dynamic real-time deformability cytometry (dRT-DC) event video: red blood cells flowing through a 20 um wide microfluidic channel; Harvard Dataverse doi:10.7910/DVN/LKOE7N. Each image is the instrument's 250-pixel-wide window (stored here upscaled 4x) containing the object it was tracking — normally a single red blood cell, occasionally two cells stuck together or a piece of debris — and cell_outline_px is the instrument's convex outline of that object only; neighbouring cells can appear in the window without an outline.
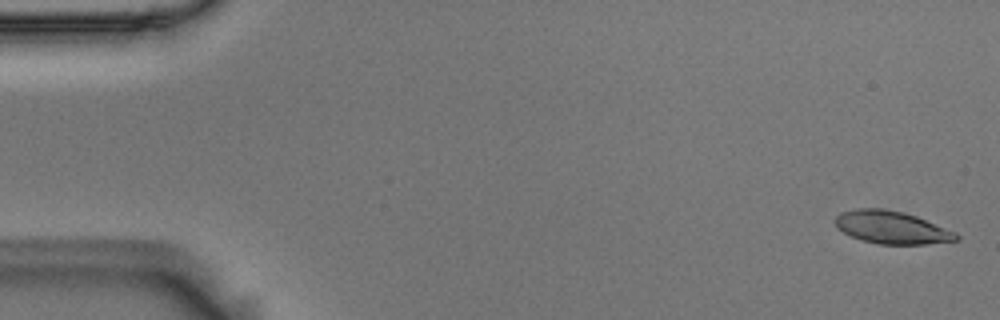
{"species": "Egyptian fruit bat (a non-hibernating species)", "species_latin": "Rousettus aegyptiacus", "temperature_condition": "room temperature", "stored_images_in_passage": 55, "camera_frame_rate_fps": 3000, "um_per_image_px": 0.085, "animal": {"sex": "male"}, "frame": {"image": 1, "passage_image": 2, "time_ms": 0.333, "image_size_px": [1000, 320], "cell_outline_px": [[960, 240], [924, 244], [880, 244], [860, 240], [836, 228], [836, 216], [840, 212], [856, 208], [880, 208], [904, 212], [916, 216], [956, 232], [960, 236]], "centroid_in_image_um": [75.79, 19.33], "position_along_channel_um": 9.2, "area_um2": 23.06}}
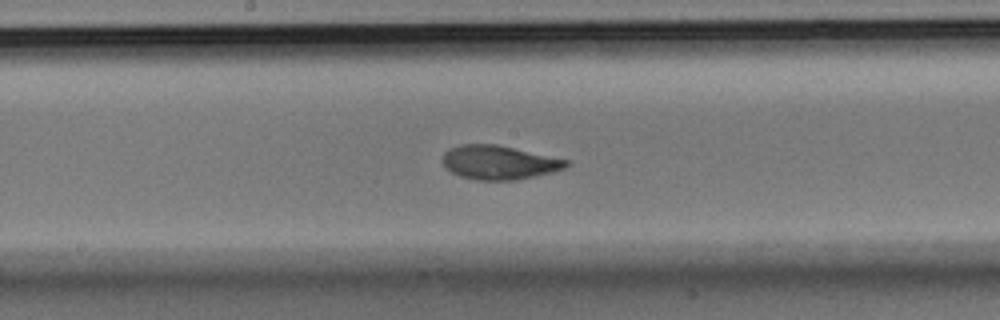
{"frame": {"image": 2, "passage_image": 29, "time_ms": 9.333, "image_size_px": [1000, 320], "cell_outline_px": [[568, 164], [564, 168], [552, 172], [516, 180], [476, 180], [460, 176], [444, 168], [444, 152], [460, 144], [496, 144], [568, 160]], "centroid_in_image_um": [42.39, 13.81], "position_along_channel_um": 205.8, "area_um2": 24.16}}
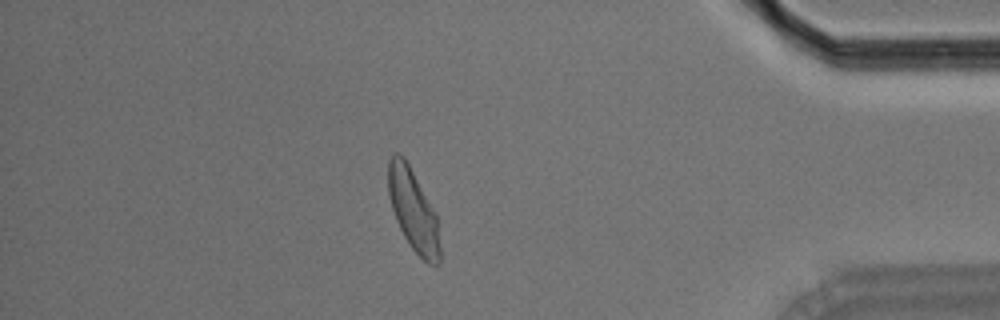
{"frame": {"image": 3, "passage_image": 48, "time_ms": 15.667, "image_size_px": [1000, 320], "cell_outline_px": [[440, 260], [436, 264], [428, 264], [412, 248], [404, 236], [396, 220], [388, 196], [388, 160], [396, 152], [404, 156], [436, 212], [440, 248]], "centroid_in_image_um": [35.12, 17.84], "position_along_channel_um": 400.1, "area_um2": 24.51}, "authors_computed_cell_mechanics": {"area_um2": 24.4494, "velocity_mm_per_s": 3.6636, "shape_relaxation_time_tau1_ms": 3.0417, "shape_relaxation_time_tau2_ms": 1.1817, "deformation_change_tau1": 0.142, "deformation_change_tau2": 0.0583}}